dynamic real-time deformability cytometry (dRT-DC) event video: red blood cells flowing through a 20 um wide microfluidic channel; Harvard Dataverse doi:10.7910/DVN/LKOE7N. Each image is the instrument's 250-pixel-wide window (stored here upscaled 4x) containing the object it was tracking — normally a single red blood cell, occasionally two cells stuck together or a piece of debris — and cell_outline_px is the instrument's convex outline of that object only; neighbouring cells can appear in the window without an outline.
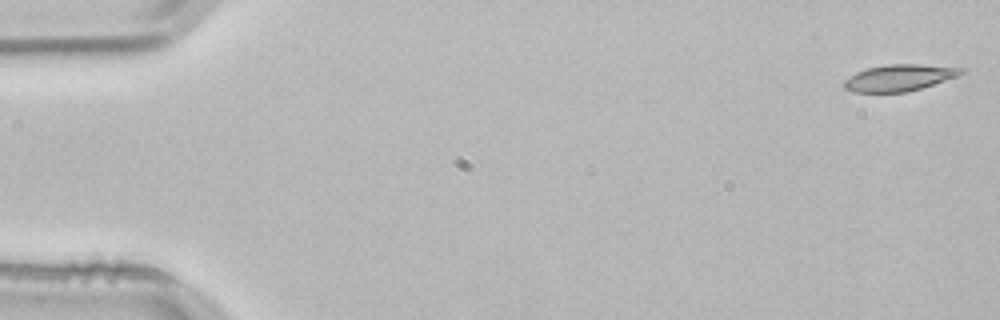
{"species": "common noctule bat (a hibernating species)", "species_latin": "Nyctalus noctula", "temperature_condition": "room temperature", "stored_images_in_passage": 10, "camera_frame_rate_fps": 3000, "um_per_image_px": 0.085, "animal": {"sex": "male", "body_mass_g": 21.5, "forearm_length_mm": 52.0}, "frame": {"image": 1, "passage_image": 1, "time_ms": 0.0, "image_size_px": [1000, 320], "cell_outline_px": [[964, 72], [956, 76], [920, 88], [904, 92], [852, 92], [844, 88], [844, 80], [856, 72], [868, 68], [888, 64], [920, 64], [964, 68]], "centroid_in_image_um": [76.39, 6.6], "position_along_channel_um": 8.6, "area_um2": 17.8}}